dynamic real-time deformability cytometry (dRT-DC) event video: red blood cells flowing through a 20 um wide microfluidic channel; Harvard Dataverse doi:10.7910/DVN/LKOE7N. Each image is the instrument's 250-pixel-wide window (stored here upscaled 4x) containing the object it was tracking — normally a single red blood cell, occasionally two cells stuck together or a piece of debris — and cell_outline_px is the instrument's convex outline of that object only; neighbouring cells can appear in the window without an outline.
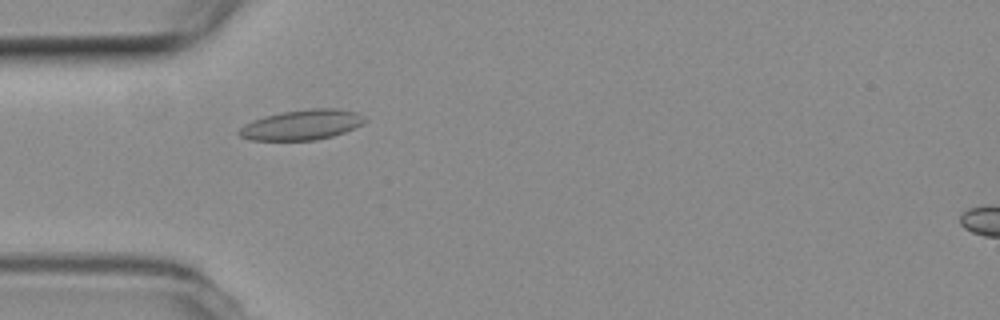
{"species": "common noctule bat (a hibernating species)", "species_latin": "Nyctalus noctula", "temperature_condition": "room temperature", "stored_images_in_passage": 41, "camera_frame_rate_fps": 3000, "um_per_image_px": 0.085, "animal": {"sex": "female", "body_mass_g": 19.3, "forearm_length_mm": 54.1}, "frame": {"image": 1, "passage_image": 3, "time_ms": 0.667, "image_size_px": [1000, 320], "cell_outline_px": [[368, 120], [344, 132], [332, 136], [316, 140], [248, 140], [240, 136], [236, 132], [244, 124], [252, 120], [264, 116], [280, 112], [312, 108], [336, 108], [356, 112]], "centroid_in_image_um": [25.6, 10.6], "position_along_channel_um": 59.4, "area_um2": 22.08}}
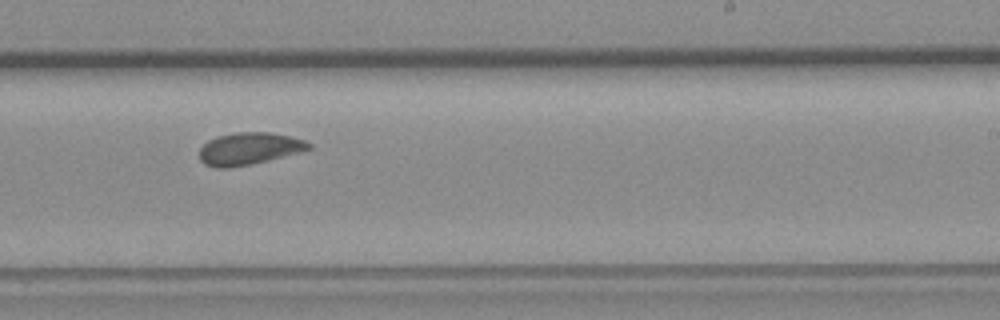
{"frame": {"image": 2, "passage_image": 20, "time_ms": 6.333, "image_size_px": [1000, 320], "cell_outline_px": [[312, 148], [300, 152], [252, 164], [228, 168], [216, 168], [204, 164], [200, 160], [200, 148], [208, 140], [216, 136], [236, 132], [268, 132], [292, 136], [304, 140], [312, 144]], "centroid_in_image_um": [21.17, 12.63], "position_along_channel_um": 267.8, "area_um2": 20.63}}
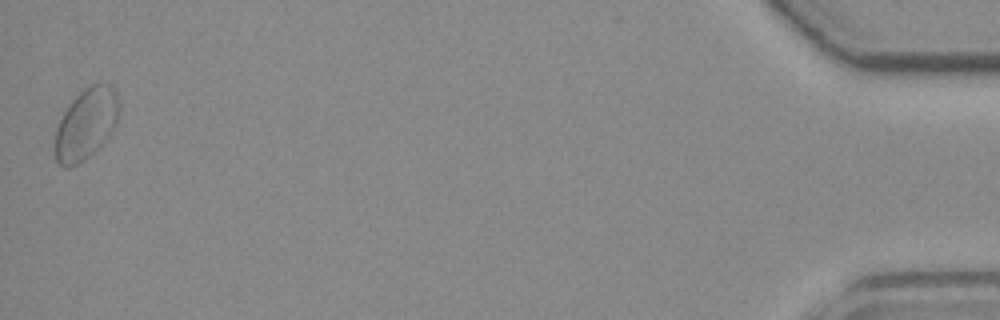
{"frame": {"image": 3, "passage_image": 41, "time_ms": 13.333, "image_size_px": [1000, 320], "cell_outline_px": [[116, 124], [104, 140], [88, 156], [76, 164], [68, 168], [64, 168], [56, 160], [56, 128], [68, 104], [84, 88], [92, 84], [108, 84], [116, 92]], "centroid_in_image_um": [7.27, 10.53], "position_along_channel_um": 427.9, "area_um2": 25.43}, "authors_computed_cell_mechanics": {"area_um2": 20.6346, "velocity_mm_per_s": 3.7229, "shape_relaxation_time_tau1_ms": 6.8678, "shape_relaxation_time_tau2_ms": 1.6474, "deformation_change_tau1": 0.1071, "deformation_change_tau2": 0.0469}}